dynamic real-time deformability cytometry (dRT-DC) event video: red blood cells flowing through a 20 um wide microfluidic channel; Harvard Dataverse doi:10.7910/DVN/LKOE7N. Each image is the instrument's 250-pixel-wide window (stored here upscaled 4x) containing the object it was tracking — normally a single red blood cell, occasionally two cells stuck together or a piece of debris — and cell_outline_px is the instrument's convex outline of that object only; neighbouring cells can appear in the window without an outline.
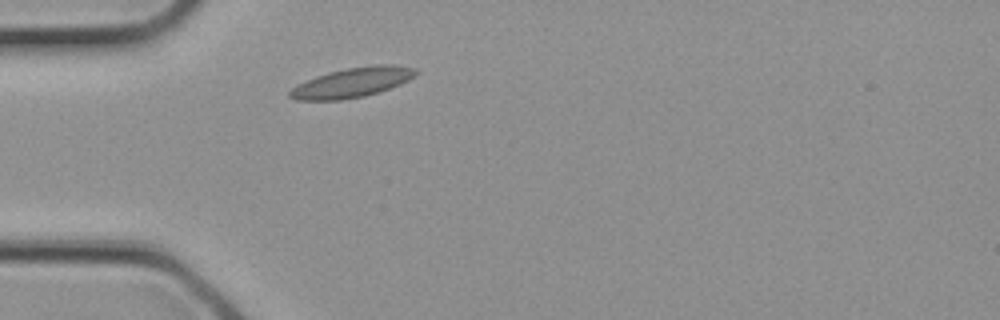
{"species": "common noctule bat (a hibernating species)", "species_latin": "Nyctalus noctula", "temperature_condition": "cold", "stored_images_in_passage": 1, "camera_frame_rate_fps": 3000, "um_per_image_px": 0.085, "animal": {"sex": "female", "body_mass_g": 21.9}, "frame": {"image": 1, "passage_image": 1, "time_ms": 0.0, "image_size_px": [1000, 320], "cell_outline_px": [[416, 72], [408, 80], [400, 84], [380, 92], [364, 96], [340, 100], [296, 100], [288, 96], [288, 92], [296, 84], [316, 76], [328, 72], [348, 68], [376, 64], [392, 64], [416, 68]], "centroid_in_image_um": [29.9, 7.02], "position_along_channel_um": 55.1, "area_um2": 21.79}}